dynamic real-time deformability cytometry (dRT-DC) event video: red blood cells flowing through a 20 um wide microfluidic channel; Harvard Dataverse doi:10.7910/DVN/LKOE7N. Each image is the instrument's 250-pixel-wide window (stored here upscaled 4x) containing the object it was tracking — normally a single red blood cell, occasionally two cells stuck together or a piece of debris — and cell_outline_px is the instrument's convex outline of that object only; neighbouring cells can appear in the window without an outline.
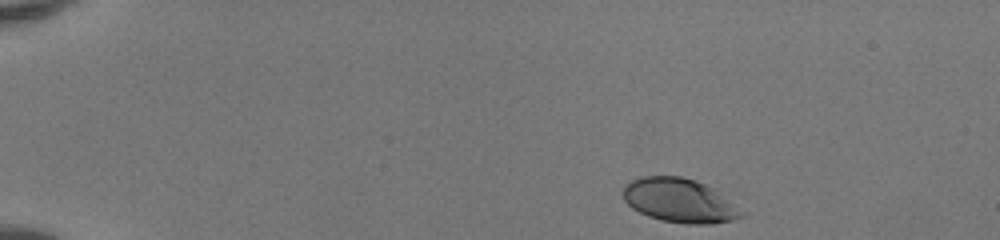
{"species": "human", "species_latin": "Homo sapiens", "temperature_condition": "room temperature", "stored_images_in_passage": 43, "camera_frame_rate_fps": 3000, "um_per_image_px": 0.085, "donor": {"sex": "female"}, "frame": {"image": 1, "passage_image": 1, "time_ms": 0.0, "image_size_px": [1000, 240], "cell_outline_px": [[744, 216], [732, 220], [712, 224], [684, 224], [660, 220], [648, 216], [632, 208], [624, 200], [624, 184], [640, 176], [680, 176], [696, 180], [712, 188], [744, 212]], "centroid_in_image_um": [57.73, 17.05], "position_along_channel_um": 27.3, "area_um2": 30.23}}
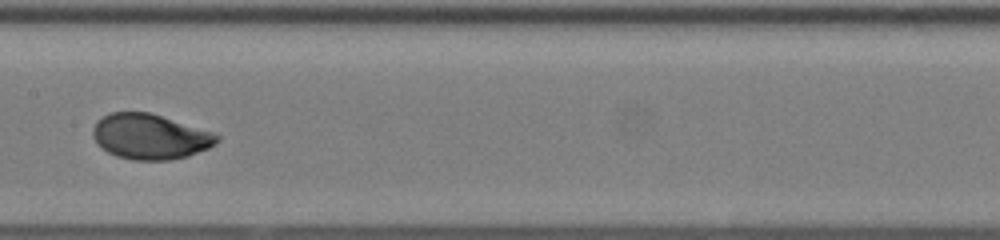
{"frame": {"image": 2, "passage_image": 21, "time_ms": 6.667, "image_size_px": [1000, 240], "cell_outline_px": [[220, 140], [216, 144], [208, 148], [188, 156], [168, 160], [132, 160], [116, 156], [108, 152], [92, 136], [92, 128], [96, 120], [108, 112], [148, 112], [216, 132], [220, 136]], "centroid_in_image_um": [12.78, 11.6], "position_along_channel_um": 194.6, "area_um2": 32.95}}
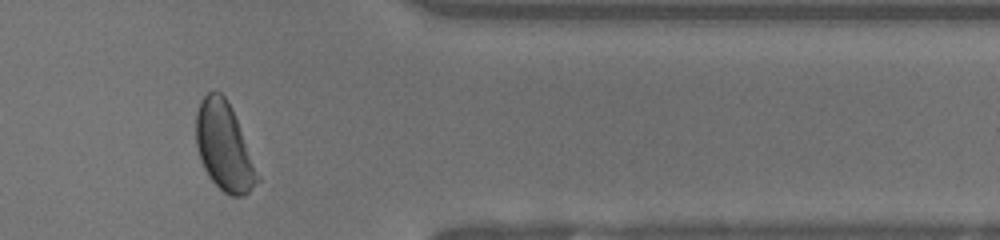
{"frame": {"image": 3, "passage_image": 36, "time_ms": 11.667, "image_size_px": [1000, 240], "cell_outline_px": [[260, 180], [244, 196], [232, 196], [224, 192], [208, 176], [200, 160], [196, 144], [196, 112], [200, 100], [208, 92], [220, 92], [228, 100], [260, 176]], "centroid_in_image_um": [19.04, 12.47], "position_along_channel_um": 392.4, "area_um2": 31.27}, "authors_computed_cell_mechanics": {"area_um2": 32.4836, "velocity_mm_per_s": 4.1381, "shape_relaxation_time_tau1_ms": 2.1818, "shape_relaxation_time_tau2_ms": null, "deformation_change_tau1": 0.1534, "deformation_change_tau2": null}}